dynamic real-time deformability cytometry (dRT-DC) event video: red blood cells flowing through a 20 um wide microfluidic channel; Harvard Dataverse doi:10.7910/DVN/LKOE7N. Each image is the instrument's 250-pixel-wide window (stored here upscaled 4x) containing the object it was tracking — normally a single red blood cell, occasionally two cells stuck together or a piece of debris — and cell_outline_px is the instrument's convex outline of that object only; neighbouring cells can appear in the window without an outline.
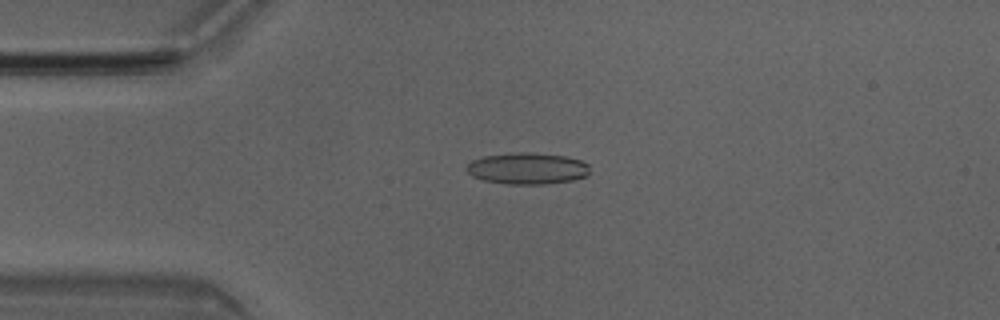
{"species": "Egyptian fruit bat (a non-hibernating species)", "species_latin": "Rousettus aegyptiacus", "temperature_condition": "room temperature", "stored_images_in_passage": 6, "camera_frame_rate_fps": 3000, "um_per_image_px": 0.085, "animal": {"sex": "male"}, "frame": {"image": 1, "passage_image": 4, "time_ms": 1.0, "image_size_px": [1000, 320], "cell_outline_px": [[588, 172], [584, 176], [572, 180], [544, 184], [508, 184], [484, 180], [472, 176], [464, 168], [472, 160], [484, 156], [516, 152], [528, 152], [564, 156], [580, 160], [588, 164]], "centroid_in_image_um": [44.78, 14.31], "position_along_channel_um": 40.2, "area_um2": 22.43}}